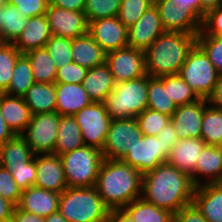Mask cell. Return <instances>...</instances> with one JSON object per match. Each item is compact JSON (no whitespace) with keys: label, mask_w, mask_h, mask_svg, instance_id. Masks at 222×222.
Wrapping results in <instances>:
<instances>
[{"label":"cell","mask_w":222,"mask_h":222,"mask_svg":"<svg viewBox=\"0 0 222 222\" xmlns=\"http://www.w3.org/2000/svg\"><path fill=\"white\" fill-rule=\"evenodd\" d=\"M156 137L160 139L162 143V160L166 162L171 149L179 140L171 121L163 127V129L158 133Z\"/></svg>","instance_id":"cell-49"},{"label":"cell","mask_w":222,"mask_h":222,"mask_svg":"<svg viewBox=\"0 0 222 222\" xmlns=\"http://www.w3.org/2000/svg\"><path fill=\"white\" fill-rule=\"evenodd\" d=\"M172 222H208L192 203L173 214Z\"/></svg>","instance_id":"cell-50"},{"label":"cell","mask_w":222,"mask_h":222,"mask_svg":"<svg viewBox=\"0 0 222 222\" xmlns=\"http://www.w3.org/2000/svg\"><path fill=\"white\" fill-rule=\"evenodd\" d=\"M8 3V0H0V7Z\"/></svg>","instance_id":"cell-61"},{"label":"cell","mask_w":222,"mask_h":222,"mask_svg":"<svg viewBox=\"0 0 222 222\" xmlns=\"http://www.w3.org/2000/svg\"><path fill=\"white\" fill-rule=\"evenodd\" d=\"M36 187L62 193L67 188L63 165L59 155H36Z\"/></svg>","instance_id":"cell-18"},{"label":"cell","mask_w":222,"mask_h":222,"mask_svg":"<svg viewBox=\"0 0 222 222\" xmlns=\"http://www.w3.org/2000/svg\"><path fill=\"white\" fill-rule=\"evenodd\" d=\"M195 187L188 174L165 162L143 173L141 197L175 214L192 204Z\"/></svg>","instance_id":"cell-1"},{"label":"cell","mask_w":222,"mask_h":222,"mask_svg":"<svg viewBox=\"0 0 222 222\" xmlns=\"http://www.w3.org/2000/svg\"><path fill=\"white\" fill-rule=\"evenodd\" d=\"M142 136L136 118L112 119L102 149L104 159L123 160Z\"/></svg>","instance_id":"cell-9"},{"label":"cell","mask_w":222,"mask_h":222,"mask_svg":"<svg viewBox=\"0 0 222 222\" xmlns=\"http://www.w3.org/2000/svg\"><path fill=\"white\" fill-rule=\"evenodd\" d=\"M207 101L212 107L222 110V74H219L213 92Z\"/></svg>","instance_id":"cell-53"},{"label":"cell","mask_w":222,"mask_h":222,"mask_svg":"<svg viewBox=\"0 0 222 222\" xmlns=\"http://www.w3.org/2000/svg\"><path fill=\"white\" fill-rule=\"evenodd\" d=\"M105 63L108 65L115 83L146 75L145 53L130 46L106 53Z\"/></svg>","instance_id":"cell-11"},{"label":"cell","mask_w":222,"mask_h":222,"mask_svg":"<svg viewBox=\"0 0 222 222\" xmlns=\"http://www.w3.org/2000/svg\"><path fill=\"white\" fill-rule=\"evenodd\" d=\"M181 9H191L201 18L200 0H174Z\"/></svg>","instance_id":"cell-56"},{"label":"cell","mask_w":222,"mask_h":222,"mask_svg":"<svg viewBox=\"0 0 222 222\" xmlns=\"http://www.w3.org/2000/svg\"><path fill=\"white\" fill-rule=\"evenodd\" d=\"M198 34L222 36V6L207 11Z\"/></svg>","instance_id":"cell-47"},{"label":"cell","mask_w":222,"mask_h":222,"mask_svg":"<svg viewBox=\"0 0 222 222\" xmlns=\"http://www.w3.org/2000/svg\"><path fill=\"white\" fill-rule=\"evenodd\" d=\"M168 94L177 106L190 104L200 99L179 74L168 75Z\"/></svg>","instance_id":"cell-40"},{"label":"cell","mask_w":222,"mask_h":222,"mask_svg":"<svg viewBox=\"0 0 222 222\" xmlns=\"http://www.w3.org/2000/svg\"><path fill=\"white\" fill-rule=\"evenodd\" d=\"M197 45L206 53L219 74H222V36L197 34Z\"/></svg>","instance_id":"cell-43"},{"label":"cell","mask_w":222,"mask_h":222,"mask_svg":"<svg viewBox=\"0 0 222 222\" xmlns=\"http://www.w3.org/2000/svg\"><path fill=\"white\" fill-rule=\"evenodd\" d=\"M28 23V18L9 3L0 7V42L14 43Z\"/></svg>","instance_id":"cell-32"},{"label":"cell","mask_w":222,"mask_h":222,"mask_svg":"<svg viewBox=\"0 0 222 222\" xmlns=\"http://www.w3.org/2000/svg\"><path fill=\"white\" fill-rule=\"evenodd\" d=\"M59 213L68 222H105L109 209L93 187H67L59 197Z\"/></svg>","instance_id":"cell-4"},{"label":"cell","mask_w":222,"mask_h":222,"mask_svg":"<svg viewBox=\"0 0 222 222\" xmlns=\"http://www.w3.org/2000/svg\"><path fill=\"white\" fill-rule=\"evenodd\" d=\"M49 5L70 11L83 12L85 8V0H49Z\"/></svg>","instance_id":"cell-51"},{"label":"cell","mask_w":222,"mask_h":222,"mask_svg":"<svg viewBox=\"0 0 222 222\" xmlns=\"http://www.w3.org/2000/svg\"><path fill=\"white\" fill-rule=\"evenodd\" d=\"M56 107L59 115H75L93 101L82 84L55 83Z\"/></svg>","instance_id":"cell-21"},{"label":"cell","mask_w":222,"mask_h":222,"mask_svg":"<svg viewBox=\"0 0 222 222\" xmlns=\"http://www.w3.org/2000/svg\"><path fill=\"white\" fill-rule=\"evenodd\" d=\"M89 34L106 53L128 46V29L118 16L90 22Z\"/></svg>","instance_id":"cell-14"},{"label":"cell","mask_w":222,"mask_h":222,"mask_svg":"<svg viewBox=\"0 0 222 222\" xmlns=\"http://www.w3.org/2000/svg\"><path fill=\"white\" fill-rule=\"evenodd\" d=\"M222 171V146L206 145L200 153L195 167V186L215 183ZM202 176L208 178L202 182ZM201 177V179H200Z\"/></svg>","instance_id":"cell-27"},{"label":"cell","mask_w":222,"mask_h":222,"mask_svg":"<svg viewBox=\"0 0 222 222\" xmlns=\"http://www.w3.org/2000/svg\"><path fill=\"white\" fill-rule=\"evenodd\" d=\"M207 144L201 138L178 140L170 151L167 163L188 174L195 185V167L200 153Z\"/></svg>","instance_id":"cell-19"},{"label":"cell","mask_w":222,"mask_h":222,"mask_svg":"<svg viewBox=\"0 0 222 222\" xmlns=\"http://www.w3.org/2000/svg\"><path fill=\"white\" fill-rule=\"evenodd\" d=\"M51 36L46 15L30 17L21 35L13 44L24 54L33 49L44 48Z\"/></svg>","instance_id":"cell-24"},{"label":"cell","mask_w":222,"mask_h":222,"mask_svg":"<svg viewBox=\"0 0 222 222\" xmlns=\"http://www.w3.org/2000/svg\"><path fill=\"white\" fill-rule=\"evenodd\" d=\"M60 193L31 186L22 191L18 207L25 212L47 217L58 212Z\"/></svg>","instance_id":"cell-20"},{"label":"cell","mask_w":222,"mask_h":222,"mask_svg":"<svg viewBox=\"0 0 222 222\" xmlns=\"http://www.w3.org/2000/svg\"><path fill=\"white\" fill-rule=\"evenodd\" d=\"M15 205L0 196V222H11Z\"/></svg>","instance_id":"cell-54"},{"label":"cell","mask_w":222,"mask_h":222,"mask_svg":"<svg viewBox=\"0 0 222 222\" xmlns=\"http://www.w3.org/2000/svg\"><path fill=\"white\" fill-rule=\"evenodd\" d=\"M179 76L199 98L208 99L213 92L219 73L206 53L196 45L180 68Z\"/></svg>","instance_id":"cell-7"},{"label":"cell","mask_w":222,"mask_h":222,"mask_svg":"<svg viewBox=\"0 0 222 222\" xmlns=\"http://www.w3.org/2000/svg\"><path fill=\"white\" fill-rule=\"evenodd\" d=\"M192 203L208 222H222V188L215 183L196 186Z\"/></svg>","instance_id":"cell-22"},{"label":"cell","mask_w":222,"mask_h":222,"mask_svg":"<svg viewBox=\"0 0 222 222\" xmlns=\"http://www.w3.org/2000/svg\"><path fill=\"white\" fill-rule=\"evenodd\" d=\"M165 32L155 5H151L128 29V46L145 52Z\"/></svg>","instance_id":"cell-15"},{"label":"cell","mask_w":222,"mask_h":222,"mask_svg":"<svg viewBox=\"0 0 222 222\" xmlns=\"http://www.w3.org/2000/svg\"><path fill=\"white\" fill-rule=\"evenodd\" d=\"M72 39L52 35L47 41L45 48L57 68L73 62L72 54Z\"/></svg>","instance_id":"cell-39"},{"label":"cell","mask_w":222,"mask_h":222,"mask_svg":"<svg viewBox=\"0 0 222 222\" xmlns=\"http://www.w3.org/2000/svg\"><path fill=\"white\" fill-rule=\"evenodd\" d=\"M105 222H134L124 209L109 210Z\"/></svg>","instance_id":"cell-55"},{"label":"cell","mask_w":222,"mask_h":222,"mask_svg":"<svg viewBox=\"0 0 222 222\" xmlns=\"http://www.w3.org/2000/svg\"><path fill=\"white\" fill-rule=\"evenodd\" d=\"M165 31L197 35L202 19L191 9H181L174 0H153Z\"/></svg>","instance_id":"cell-12"},{"label":"cell","mask_w":222,"mask_h":222,"mask_svg":"<svg viewBox=\"0 0 222 222\" xmlns=\"http://www.w3.org/2000/svg\"><path fill=\"white\" fill-rule=\"evenodd\" d=\"M71 54L73 62L86 69L104 64L106 60V52L89 33L72 39Z\"/></svg>","instance_id":"cell-25"},{"label":"cell","mask_w":222,"mask_h":222,"mask_svg":"<svg viewBox=\"0 0 222 222\" xmlns=\"http://www.w3.org/2000/svg\"><path fill=\"white\" fill-rule=\"evenodd\" d=\"M25 104L32 115L55 112L56 89L55 83L35 82L23 96Z\"/></svg>","instance_id":"cell-28"},{"label":"cell","mask_w":222,"mask_h":222,"mask_svg":"<svg viewBox=\"0 0 222 222\" xmlns=\"http://www.w3.org/2000/svg\"><path fill=\"white\" fill-rule=\"evenodd\" d=\"M153 5V0H121L119 20L129 29Z\"/></svg>","instance_id":"cell-42"},{"label":"cell","mask_w":222,"mask_h":222,"mask_svg":"<svg viewBox=\"0 0 222 222\" xmlns=\"http://www.w3.org/2000/svg\"><path fill=\"white\" fill-rule=\"evenodd\" d=\"M25 18L45 15L49 0H8Z\"/></svg>","instance_id":"cell-48"},{"label":"cell","mask_w":222,"mask_h":222,"mask_svg":"<svg viewBox=\"0 0 222 222\" xmlns=\"http://www.w3.org/2000/svg\"><path fill=\"white\" fill-rule=\"evenodd\" d=\"M34 83L31 64L28 58L22 54L16 61L12 78L5 94L23 97Z\"/></svg>","instance_id":"cell-35"},{"label":"cell","mask_w":222,"mask_h":222,"mask_svg":"<svg viewBox=\"0 0 222 222\" xmlns=\"http://www.w3.org/2000/svg\"><path fill=\"white\" fill-rule=\"evenodd\" d=\"M73 116L81 129L84 145L102 151L112 121L103 102H93Z\"/></svg>","instance_id":"cell-10"},{"label":"cell","mask_w":222,"mask_h":222,"mask_svg":"<svg viewBox=\"0 0 222 222\" xmlns=\"http://www.w3.org/2000/svg\"><path fill=\"white\" fill-rule=\"evenodd\" d=\"M122 161L142 174L155 169L158 165L165 163L162 160V143L160 139L156 136L143 135Z\"/></svg>","instance_id":"cell-17"},{"label":"cell","mask_w":222,"mask_h":222,"mask_svg":"<svg viewBox=\"0 0 222 222\" xmlns=\"http://www.w3.org/2000/svg\"><path fill=\"white\" fill-rule=\"evenodd\" d=\"M11 222H45V217L22 211L15 207Z\"/></svg>","instance_id":"cell-52"},{"label":"cell","mask_w":222,"mask_h":222,"mask_svg":"<svg viewBox=\"0 0 222 222\" xmlns=\"http://www.w3.org/2000/svg\"><path fill=\"white\" fill-rule=\"evenodd\" d=\"M82 85L93 102H103L116 83L108 65L104 63L88 69Z\"/></svg>","instance_id":"cell-26"},{"label":"cell","mask_w":222,"mask_h":222,"mask_svg":"<svg viewBox=\"0 0 222 222\" xmlns=\"http://www.w3.org/2000/svg\"><path fill=\"white\" fill-rule=\"evenodd\" d=\"M21 194L22 191L9 170L0 166V196L17 207L21 199Z\"/></svg>","instance_id":"cell-45"},{"label":"cell","mask_w":222,"mask_h":222,"mask_svg":"<svg viewBox=\"0 0 222 222\" xmlns=\"http://www.w3.org/2000/svg\"><path fill=\"white\" fill-rule=\"evenodd\" d=\"M207 105V99L200 98L196 102L177 106L170 121L179 140L201 138L203 112Z\"/></svg>","instance_id":"cell-16"},{"label":"cell","mask_w":222,"mask_h":222,"mask_svg":"<svg viewBox=\"0 0 222 222\" xmlns=\"http://www.w3.org/2000/svg\"><path fill=\"white\" fill-rule=\"evenodd\" d=\"M0 111L15 135H21L31 121L32 113L23 97L0 93Z\"/></svg>","instance_id":"cell-23"},{"label":"cell","mask_w":222,"mask_h":222,"mask_svg":"<svg viewBox=\"0 0 222 222\" xmlns=\"http://www.w3.org/2000/svg\"><path fill=\"white\" fill-rule=\"evenodd\" d=\"M200 3L201 19L203 20V17L207 11L222 5V0H200Z\"/></svg>","instance_id":"cell-58"},{"label":"cell","mask_w":222,"mask_h":222,"mask_svg":"<svg viewBox=\"0 0 222 222\" xmlns=\"http://www.w3.org/2000/svg\"><path fill=\"white\" fill-rule=\"evenodd\" d=\"M67 187H93L104 160L102 151L83 145L59 156Z\"/></svg>","instance_id":"cell-6"},{"label":"cell","mask_w":222,"mask_h":222,"mask_svg":"<svg viewBox=\"0 0 222 222\" xmlns=\"http://www.w3.org/2000/svg\"><path fill=\"white\" fill-rule=\"evenodd\" d=\"M197 45V35L165 31L145 53L146 74L161 77L179 74L189 53Z\"/></svg>","instance_id":"cell-3"},{"label":"cell","mask_w":222,"mask_h":222,"mask_svg":"<svg viewBox=\"0 0 222 222\" xmlns=\"http://www.w3.org/2000/svg\"><path fill=\"white\" fill-rule=\"evenodd\" d=\"M147 91L148 74L116 83L103 104L112 119L135 118L147 108Z\"/></svg>","instance_id":"cell-5"},{"label":"cell","mask_w":222,"mask_h":222,"mask_svg":"<svg viewBox=\"0 0 222 222\" xmlns=\"http://www.w3.org/2000/svg\"><path fill=\"white\" fill-rule=\"evenodd\" d=\"M134 222H172L173 213L145 201L142 197L123 208Z\"/></svg>","instance_id":"cell-33"},{"label":"cell","mask_w":222,"mask_h":222,"mask_svg":"<svg viewBox=\"0 0 222 222\" xmlns=\"http://www.w3.org/2000/svg\"><path fill=\"white\" fill-rule=\"evenodd\" d=\"M24 55L31 64L35 82L55 83L57 67L45 47L27 51Z\"/></svg>","instance_id":"cell-34"},{"label":"cell","mask_w":222,"mask_h":222,"mask_svg":"<svg viewBox=\"0 0 222 222\" xmlns=\"http://www.w3.org/2000/svg\"><path fill=\"white\" fill-rule=\"evenodd\" d=\"M138 122L142 135L157 136L163 127L170 122L169 116L162 114L158 111L146 108L142 113L137 115Z\"/></svg>","instance_id":"cell-41"},{"label":"cell","mask_w":222,"mask_h":222,"mask_svg":"<svg viewBox=\"0 0 222 222\" xmlns=\"http://www.w3.org/2000/svg\"><path fill=\"white\" fill-rule=\"evenodd\" d=\"M34 156L35 154L21 135H15L0 146V166L8 170L11 167L24 166Z\"/></svg>","instance_id":"cell-31"},{"label":"cell","mask_w":222,"mask_h":222,"mask_svg":"<svg viewBox=\"0 0 222 222\" xmlns=\"http://www.w3.org/2000/svg\"><path fill=\"white\" fill-rule=\"evenodd\" d=\"M59 123L56 111L34 114L21 136L35 155L54 154Z\"/></svg>","instance_id":"cell-8"},{"label":"cell","mask_w":222,"mask_h":222,"mask_svg":"<svg viewBox=\"0 0 222 222\" xmlns=\"http://www.w3.org/2000/svg\"><path fill=\"white\" fill-rule=\"evenodd\" d=\"M84 145L81 129L74 116L60 115L54 154L62 155Z\"/></svg>","instance_id":"cell-30"},{"label":"cell","mask_w":222,"mask_h":222,"mask_svg":"<svg viewBox=\"0 0 222 222\" xmlns=\"http://www.w3.org/2000/svg\"><path fill=\"white\" fill-rule=\"evenodd\" d=\"M14 136L15 134L8 127L0 111V146L3 145L8 140L12 139Z\"/></svg>","instance_id":"cell-57"},{"label":"cell","mask_w":222,"mask_h":222,"mask_svg":"<svg viewBox=\"0 0 222 222\" xmlns=\"http://www.w3.org/2000/svg\"><path fill=\"white\" fill-rule=\"evenodd\" d=\"M88 69L78 65L76 62L68 63L57 68L55 83L82 84Z\"/></svg>","instance_id":"cell-46"},{"label":"cell","mask_w":222,"mask_h":222,"mask_svg":"<svg viewBox=\"0 0 222 222\" xmlns=\"http://www.w3.org/2000/svg\"><path fill=\"white\" fill-rule=\"evenodd\" d=\"M45 15L52 35L74 39L89 33V22L83 12L48 5Z\"/></svg>","instance_id":"cell-13"},{"label":"cell","mask_w":222,"mask_h":222,"mask_svg":"<svg viewBox=\"0 0 222 222\" xmlns=\"http://www.w3.org/2000/svg\"><path fill=\"white\" fill-rule=\"evenodd\" d=\"M45 222H68L59 211L45 217Z\"/></svg>","instance_id":"cell-59"},{"label":"cell","mask_w":222,"mask_h":222,"mask_svg":"<svg viewBox=\"0 0 222 222\" xmlns=\"http://www.w3.org/2000/svg\"><path fill=\"white\" fill-rule=\"evenodd\" d=\"M143 174L122 160L104 159L95 188L109 210L123 209L142 193Z\"/></svg>","instance_id":"cell-2"},{"label":"cell","mask_w":222,"mask_h":222,"mask_svg":"<svg viewBox=\"0 0 222 222\" xmlns=\"http://www.w3.org/2000/svg\"><path fill=\"white\" fill-rule=\"evenodd\" d=\"M215 184L222 188V171L219 178L216 180Z\"/></svg>","instance_id":"cell-60"},{"label":"cell","mask_w":222,"mask_h":222,"mask_svg":"<svg viewBox=\"0 0 222 222\" xmlns=\"http://www.w3.org/2000/svg\"><path fill=\"white\" fill-rule=\"evenodd\" d=\"M9 172L12 174L21 191L34 186L36 181V155L30 162L24 164V166L11 167Z\"/></svg>","instance_id":"cell-44"},{"label":"cell","mask_w":222,"mask_h":222,"mask_svg":"<svg viewBox=\"0 0 222 222\" xmlns=\"http://www.w3.org/2000/svg\"><path fill=\"white\" fill-rule=\"evenodd\" d=\"M147 108L172 117L177 105L168 94V75L150 77L148 75Z\"/></svg>","instance_id":"cell-29"},{"label":"cell","mask_w":222,"mask_h":222,"mask_svg":"<svg viewBox=\"0 0 222 222\" xmlns=\"http://www.w3.org/2000/svg\"><path fill=\"white\" fill-rule=\"evenodd\" d=\"M201 139L212 146H222V110L208 104L203 112Z\"/></svg>","instance_id":"cell-36"},{"label":"cell","mask_w":222,"mask_h":222,"mask_svg":"<svg viewBox=\"0 0 222 222\" xmlns=\"http://www.w3.org/2000/svg\"><path fill=\"white\" fill-rule=\"evenodd\" d=\"M21 55L13 43L0 42V93L7 91L16 61Z\"/></svg>","instance_id":"cell-37"},{"label":"cell","mask_w":222,"mask_h":222,"mask_svg":"<svg viewBox=\"0 0 222 222\" xmlns=\"http://www.w3.org/2000/svg\"><path fill=\"white\" fill-rule=\"evenodd\" d=\"M121 0H85L83 13L88 22L118 16Z\"/></svg>","instance_id":"cell-38"}]
</instances>
